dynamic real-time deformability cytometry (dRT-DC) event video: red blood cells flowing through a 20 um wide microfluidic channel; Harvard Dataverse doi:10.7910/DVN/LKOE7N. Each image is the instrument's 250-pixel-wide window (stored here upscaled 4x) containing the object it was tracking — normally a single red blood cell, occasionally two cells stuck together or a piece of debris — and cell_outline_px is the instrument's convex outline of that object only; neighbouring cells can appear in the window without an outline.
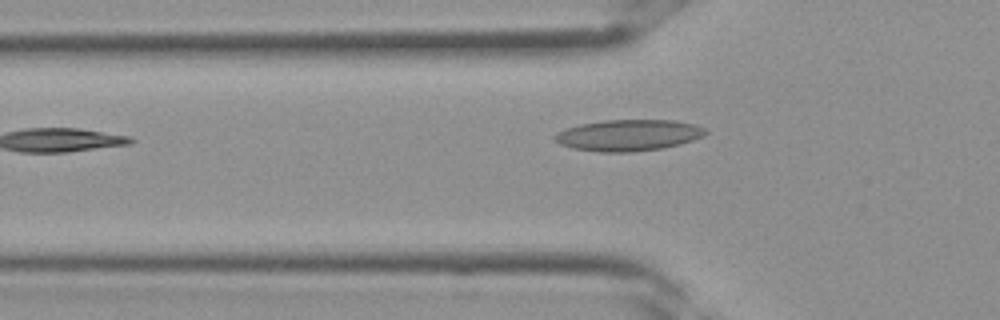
{"species": "Egyptian fruit bat (a non-hibernating species)", "species_latin": "Rousettus aegyptiacus", "temperature_condition": "room temperature", "stored_images_in_passage": 3, "camera_frame_rate_fps": 3000, "um_per_image_px": 0.085, "frame": {"image": 1, "passage_image": 2, "time_ms": 0.333, "image_size_px": [1000, 320], "cell_outline_px": [[708, 132], [704, 136], [680, 144], [664, 148], [632, 152], [600, 152], [572, 148], [560, 144], [552, 136], [556, 132], [564, 128], [580, 124], [604, 120], [676, 120], [696, 124], [704, 128]], "centroid_in_image_um": [53.42, 11.49], "position_along_channel_um": 72.4, "area_um2": 27.74}}